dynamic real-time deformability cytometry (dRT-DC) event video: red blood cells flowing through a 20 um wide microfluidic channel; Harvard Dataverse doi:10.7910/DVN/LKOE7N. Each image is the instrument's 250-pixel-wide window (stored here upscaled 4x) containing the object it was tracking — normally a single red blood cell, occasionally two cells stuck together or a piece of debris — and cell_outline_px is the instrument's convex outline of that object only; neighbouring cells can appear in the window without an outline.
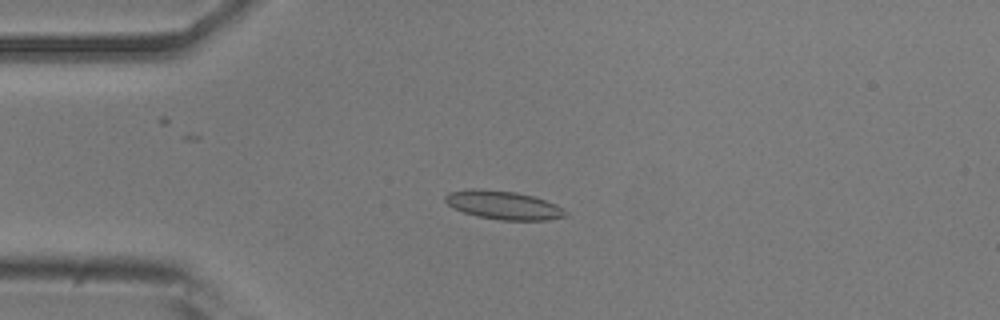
{"species": "common noctule bat (a hibernating species)", "species_latin": "Nyctalus noctula", "temperature_condition": "room temperature", "stored_images_in_passage": 54, "camera_frame_rate_fps": 3000, "um_per_image_px": 0.085, "animal": {"sex": "male", "body_mass_g": 20.5, "forearm_length_mm": 52.5}, "frame": {"image": 1, "passage_image": 13, "time_ms": 4.0, "image_size_px": [1000, 320], "cell_outline_px": [[568, 212], [564, 216], [548, 220], [500, 220], [476, 216], [452, 208], [444, 200], [444, 196], [448, 192], [472, 188], [480, 188], [516, 192], [532, 196], [556, 204]], "centroid_in_image_um": [42.74, 17.43], "position_along_channel_um": 42.3, "area_um2": 20.06}}
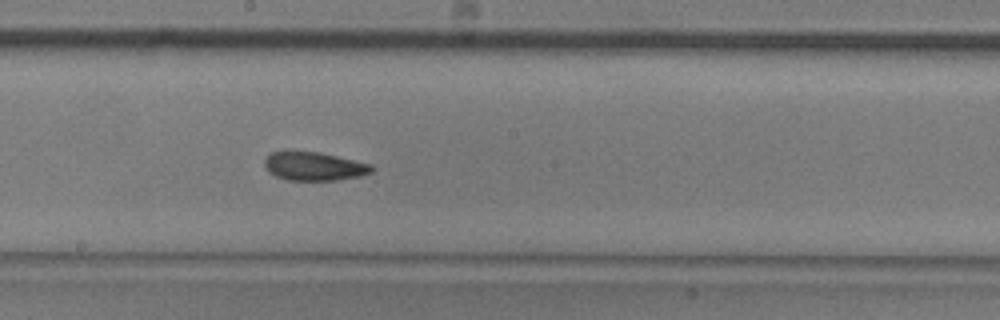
{"frame": {"image": 2, "passage_image": 29, "time_ms": 9.333, "image_size_px": [1000, 320], "cell_outline_px": [[376, 168], [372, 172], [360, 176], [336, 180], [288, 180], [276, 176], [268, 172], [264, 164], [264, 160], [272, 152], [288, 148], [320, 152], [372, 164]], "centroid_in_image_um": [26.67, 14.09], "position_along_channel_um": 221.5, "area_um2": 18.44}}
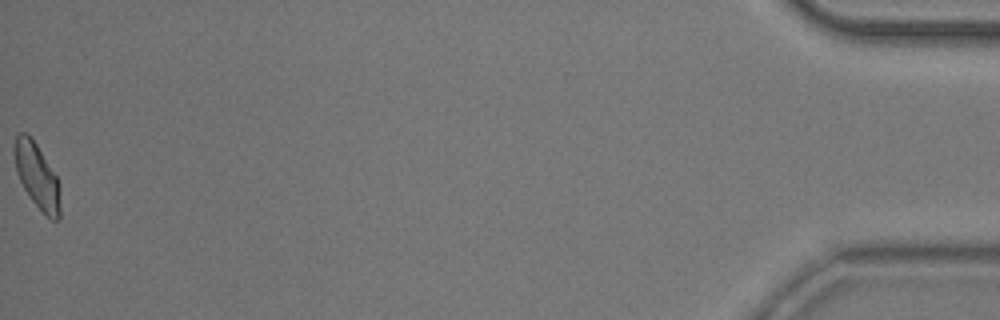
{"frame": {"image": 3, "passage_image": 54, "time_ms": 17.667, "image_size_px": [1000, 320], "cell_outline_px": [[60, 216], [56, 220], [52, 220], [32, 200], [24, 188], [16, 172], [12, 148], [16, 136], [20, 132], [28, 132], [36, 144], [56, 176], [60, 184]], "centroid_in_image_um": [3.12, 14.91], "position_along_channel_um": 432.1, "area_um2": 17.34}, "authors_computed_cell_mechanics": {"area_um2": 18.3226, "velocity_mm_per_s": 3.7481, "shape_relaxation_time_tau1_ms": 4.5156, "shape_relaxation_time_tau2_ms": 3.1708, "deformation_change_tau1": 0.1209, "deformation_change_tau2": 0.0977}}